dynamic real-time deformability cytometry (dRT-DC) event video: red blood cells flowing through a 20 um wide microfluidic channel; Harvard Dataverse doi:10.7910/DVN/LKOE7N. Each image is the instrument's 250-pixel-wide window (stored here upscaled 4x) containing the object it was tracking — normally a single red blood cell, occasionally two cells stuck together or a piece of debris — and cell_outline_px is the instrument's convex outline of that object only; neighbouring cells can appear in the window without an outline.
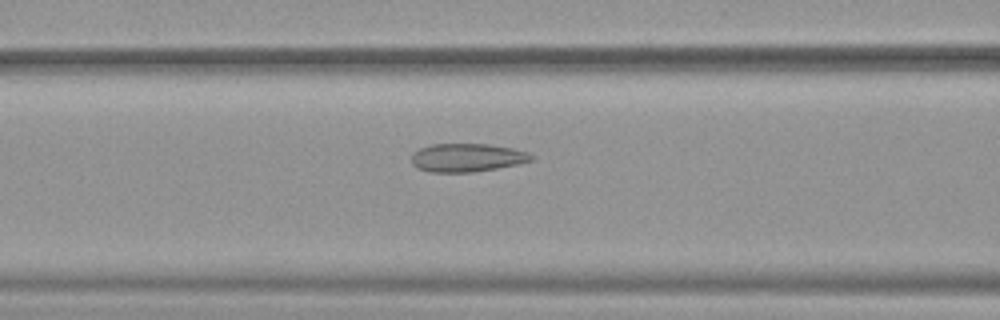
{"species": "common noctule bat (a hibernating species)", "species_latin": "Nyctalus noctula", "temperature_condition": "warm", "stored_images_in_passage": 51, "camera_frame_rate_fps": 3000, "um_per_image_px": 0.085, "animal": {"sex": "female", "body_mass_g": 19.9}, "frame": {"image": 1, "passage_image": 21, "time_ms": 6.667, "image_size_px": [1000, 320], "cell_outline_px": [[536, 156], [532, 160], [520, 164], [472, 172], [428, 172], [416, 168], [412, 164], [412, 152], [420, 148], [432, 144], [488, 144], [512, 148], [528, 152]], "centroid_in_image_um": [39.7, 13.4], "position_along_channel_um": 126.9, "area_um2": 19.94}}
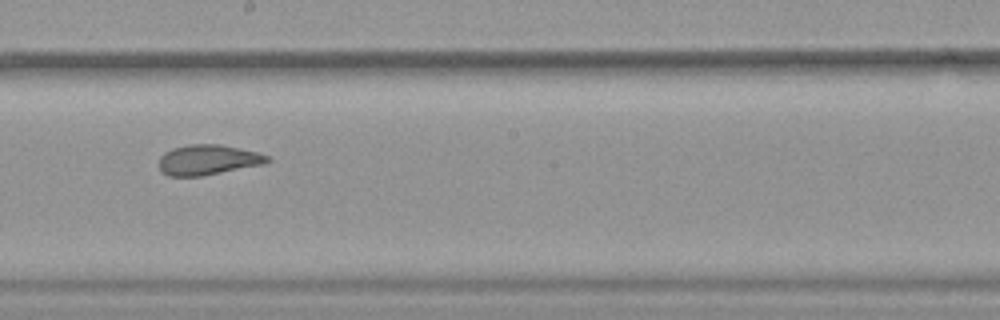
{"frame": {"image": 2, "passage_image": 29, "time_ms": 9.333, "image_size_px": [1000, 320], "cell_outline_px": [[272, 160], [264, 164], [204, 176], [168, 176], [160, 172], [160, 156], [164, 152], [172, 148], [192, 144], [220, 144], [260, 152], [268, 156]], "centroid_in_image_um": [17.7, 13.59], "position_along_channel_um": 230.5, "area_um2": 19.31}}
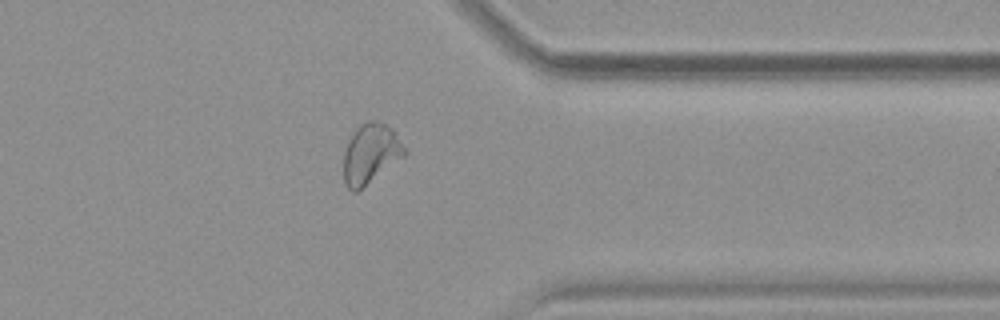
{"frame": {"image": 3, "passage_image": 41, "time_ms": 13.333, "image_size_px": [1000, 320], "cell_outline_px": [[408, 152], [404, 156], [356, 192], [352, 192], [344, 184], [344, 152], [348, 140], [352, 132], [360, 124], [368, 120], [376, 120], [392, 128]], "centroid_in_image_um": [31.48, 13.04], "position_along_channel_um": 379.9, "area_um2": 21.15}, "authors_computed_cell_mechanics": {"area_um2": 22.1952, "velocity_mm_per_s": 3.8996, "shape_relaxation_time_tau1_ms": null, "shape_relaxation_time_tau2_ms": 1.3336, "deformation_change_tau1": null, "deformation_change_tau2": 0.0849}}